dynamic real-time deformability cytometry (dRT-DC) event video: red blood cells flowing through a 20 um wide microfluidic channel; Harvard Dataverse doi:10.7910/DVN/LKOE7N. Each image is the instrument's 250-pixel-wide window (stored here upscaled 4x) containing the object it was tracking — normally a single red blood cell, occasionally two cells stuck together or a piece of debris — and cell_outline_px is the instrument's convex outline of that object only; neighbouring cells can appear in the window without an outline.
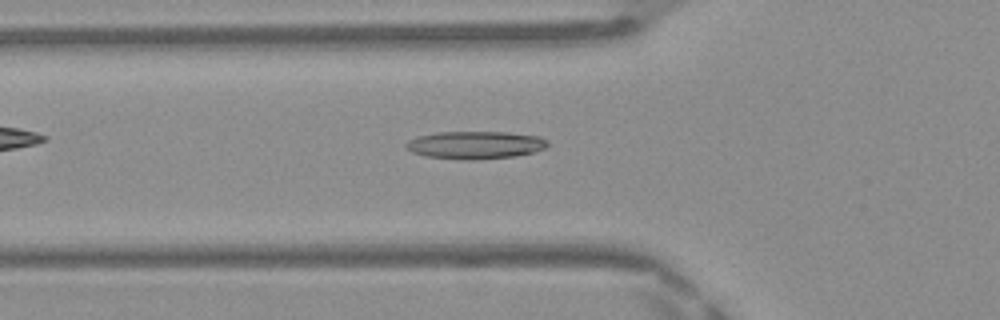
{"species": "Egyptian fruit bat (a non-hibernating species)", "species_latin": "Rousettus aegyptiacus", "temperature_condition": "warm", "stored_images_in_passage": 48, "camera_frame_rate_fps": 3000, "um_per_image_px": 0.085, "frame": {"image": 1, "passage_image": 16, "time_ms": 5.0, "image_size_px": [1000, 320], "cell_outline_px": [[548, 148], [516, 156], [472, 160], [468, 160], [424, 156], [412, 152], [404, 148], [404, 144], [408, 140], [420, 136], [440, 132], [508, 132], [540, 136], [548, 140]], "centroid_in_image_um": [40.42, 12.32], "position_along_channel_um": 85.4, "area_um2": 23.0}}
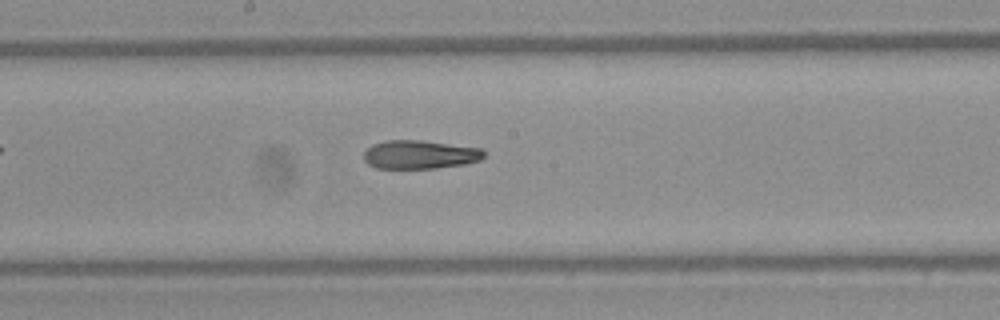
{"frame": {"image": 2, "passage_image": 25, "time_ms": 8.0, "image_size_px": [1000, 320], "cell_outline_px": [[484, 156], [480, 160], [464, 164], [436, 168], [376, 168], [368, 164], [364, 160], [364, 152], [372, 144], [388, 140], [420, 140], [480, 148], [484, 152]], "centroid_in_image_um": [35.66, 13.14], "position_along_channel_um": 212.5, "area_um2": 19.88}}
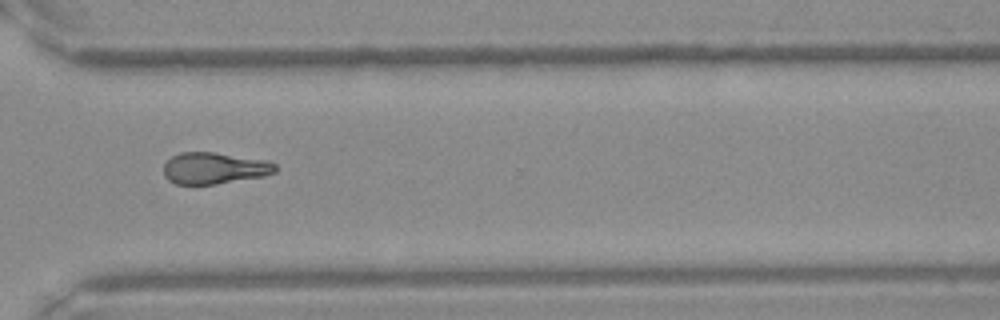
{"frame": {"image": 3, "passage_image": 35, "time_ms": 11.333, "image_size_px": [1000, 320], "cell_outline_px": [[276, 172], [264, 176], [216, 184], [176, 184], [168, 180], [164, 176], [164, 164], [172, 156], [180, 152], [216, 152], [268, 160], [276, 164]], "centroid_in_image_um": [18.23, 14.29], "position_along_channel_um": 352.4, "area_um2": 20.69}, "authors_computed_cell_mechanics": {"area_um2": 20.8947, "velocity_mm_per_s": 4.2019, "shape_relaxation_time_tau1_ms": null, "shape_relaxation_time_tau2_ms": 4.4137, "deformation_change_tau1": null, "deformation_change_tau2": 0.1416}}